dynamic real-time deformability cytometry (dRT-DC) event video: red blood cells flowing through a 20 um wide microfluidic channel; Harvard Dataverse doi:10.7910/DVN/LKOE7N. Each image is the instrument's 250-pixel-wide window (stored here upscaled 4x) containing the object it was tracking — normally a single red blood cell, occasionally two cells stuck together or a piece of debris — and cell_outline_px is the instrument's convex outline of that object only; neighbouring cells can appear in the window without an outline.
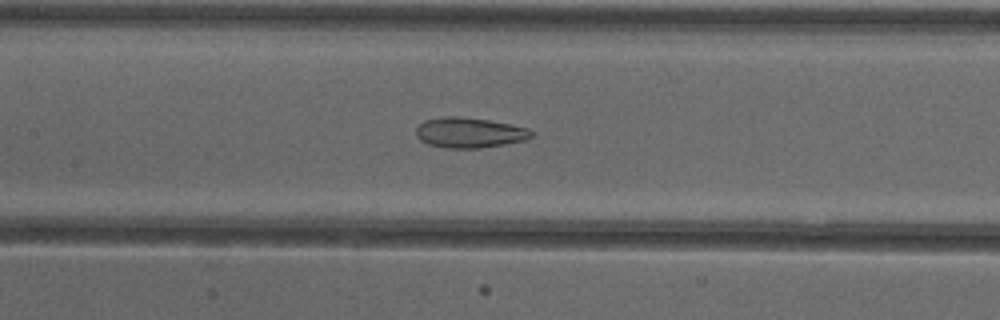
{"species": "common noctule bat (a hibernating species)", "species_latin": "Nyctalus noctula", "temperature_condition": "cold", "stored_images_in_passage": 40, "camera_frame_rate_fps": 3000, "um_per_image_px": 0.085, "animal": {"sex": "female"}, "frame": {"image": 1, "passage_image": 12, "time_ms": 3.667, "image_size_px": [1000, 320], "cell_outline_px": [[536, 136], [524, 140], [504, 144], [480, 148], [444, 148], [428, 144], [420, 140], [416, 136], [416, 128], [424, 120], [444, 116], [460, 116], [488, 120], [512, 124], [528, 128]], "centroid_in_image_um": [39.9, 11.27], "position_along_channel_um": 167.5, "area_um2": 20.52}}
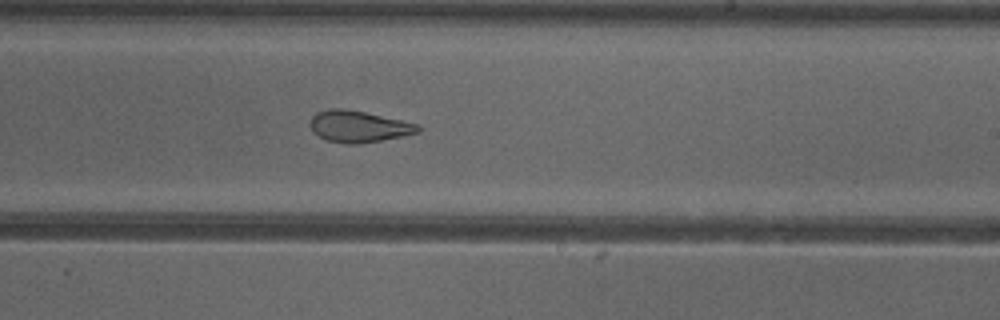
{"frame": {"image": 2, "passage_image": 19, "time_ms": 6.0, "image_size_px": [1000, 320], "cell_outline_px": [[420, 132], [380, 140], [356, 144], [348, 144], [328, 140], [312, 132], [308, 124], [312, 116], [316, 112], [328, 108], [344, 108], [364, 112], [420, 124]], "centroid_in_image_um": [30.44, 10.73], "position_along_channel_um": 258.6, "area_um2": 19.77}}
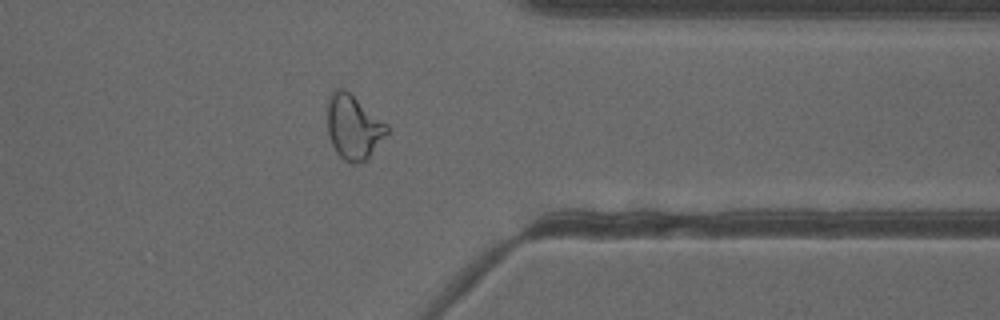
{"frame": {"image": 3, "passage_image": 29, "time_ms": 9.333, "image_size_px": [1000, 320], "cell_outline_px": [[388, 136], [360, 164], [352, 164], [344, 160], [336, 152], [328, 136], [328, 96], [336, 88], [344, 88], [388, 124]], "centroid_in_image_um": [30.05, 10.8], "position_along_channel_um": 381.3, "area_um2": 22.43}, "authors_computed_cell_mechanics": {"area_um2": 21.964, "velocity_mm_per_s": 3.9193, "shape_relaxation_time_tau1_ms": null, "shape_relaxation_time_tau2_ms": 2.2386, "deformation_change_tau1": null, "deformation_change_tau2": 0.0929}}